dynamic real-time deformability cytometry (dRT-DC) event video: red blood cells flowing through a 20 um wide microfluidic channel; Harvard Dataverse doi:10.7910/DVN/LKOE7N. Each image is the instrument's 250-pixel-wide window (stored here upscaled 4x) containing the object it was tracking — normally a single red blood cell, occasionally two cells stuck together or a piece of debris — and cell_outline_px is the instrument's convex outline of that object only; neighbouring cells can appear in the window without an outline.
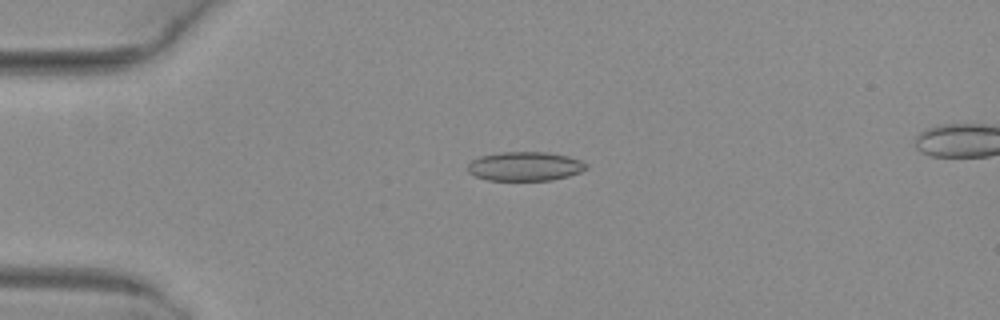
{"species": "common noctule bat (a hibernating species)", "species_latin": "Nyctalus noctula", "temperature_condition": "warm", "stored_images_in_passage": 48, "camera_frame_rate_fps": 3000, "um_per_image_px": 0.085, "animal": {"sex": "female", "body_mass_g": 29.2, "forearm_length_mm": 56.3}, "frame": {"image": 1, "passage_image": 9, "time_ms": 2.667, "image_size_px": [1000, 320], "cell_outline_px": [[588, 168], [580, 172], [568, 176], [552, 180], [488, 180], [476, 176], [468, 172], [468, 164], [472, 160], [480, 156], [500, 152], [548, 152], [568, 156], [580, 160], [588, 164]], "centroid_in_image_um": [44.64, 14.13], "position_along_channel_um": 40.4, "area_um2": 20.11}}
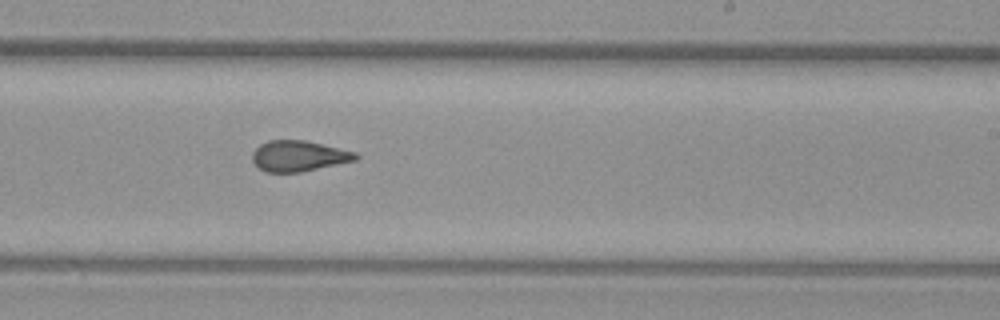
{"frame": {"image": 2, "passage_image": 28, "time_ms": 9.0, "image_size_px": [1000, 320], "cell_outline_px": [[360, 156], [356, 160], [300, 172], [264, 172], [252, 160], [252, 152], [260, 144], [268, 140], [304, 140], [356, 152]], "centroid_in_image_um": [25.37, 13.25], "position_along_channel_um": 263.6, "area_um2": 18.38}}
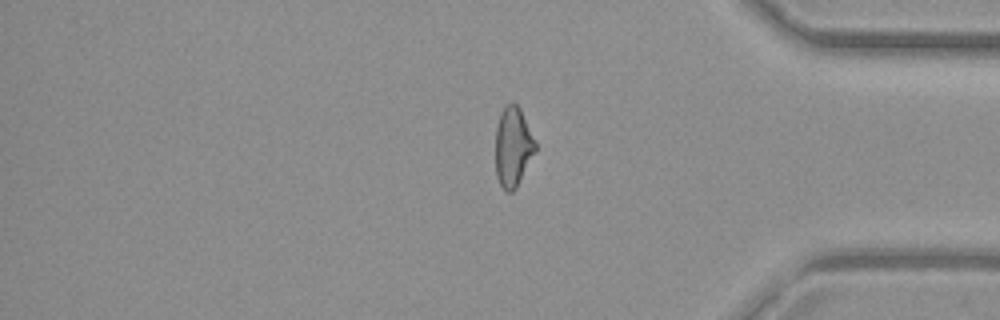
{"frame": {"image": 3, "passage_image": 39, "time_ms": 12.667, "image_size_px": [1000, 320], "cell_outline_px": [[536, 152], [516, 188], [512, 192], [508, 192], [500, 184], [496, 176], [496, 128], [500, 112], [512, 100], [520, 108], [536, 144]], "centroid_in_image_um": [43.6, 12.48], "position_along_channel_um": 391.6, "area_um2": 18.44}, "authors_computed_cell_mechanics": {"area_um2": 19.3919, "velocity_mm_per_s": 4.0515, "shape_relaxation_time_tau1_ms": null, "shape_relaxation_time_tau2_ms": 1.6519, "deformation_change_tau1": null, "deformation_change_tau2": 0.0757}}